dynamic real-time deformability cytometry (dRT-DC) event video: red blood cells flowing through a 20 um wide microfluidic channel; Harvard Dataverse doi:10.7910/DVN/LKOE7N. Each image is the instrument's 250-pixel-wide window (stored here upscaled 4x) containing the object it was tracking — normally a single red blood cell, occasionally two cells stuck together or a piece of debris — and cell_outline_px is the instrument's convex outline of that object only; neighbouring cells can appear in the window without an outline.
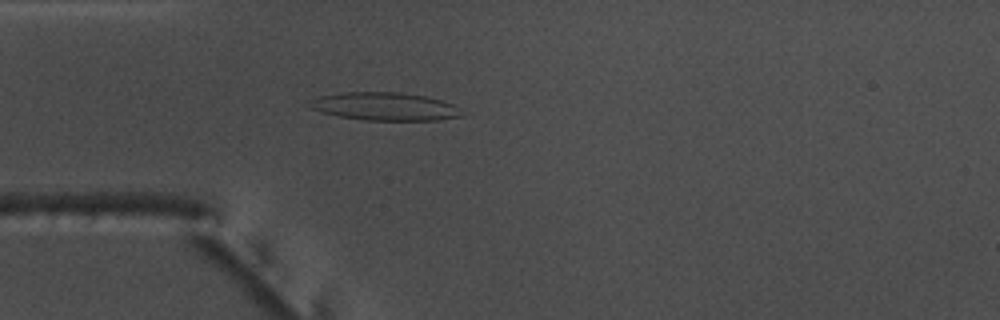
{"species": "common noctule bat (a hibernating species)", "species_latin": "Nyctalus noctula", "temperature_condition": "warm", "stored_images_in_passage": 41, "camera_frame_rate_fps": 3000, "um_per_image_px": 0.085, "animal": {"sex": "male", "body_mass_g": 17.5, "forearm_length_mm": 52.3}, "frame": {"image": 1, "passage_image": 2, "time_ms": 0.333, "image_size_px": [1000, 320], "cell_outline_px": [[460, 116], [436, 120], [364, 120], [340, 116], [320, 112], [304, 104], [308, 100], [320, 96], [344, 92], [400, 92], [424, 96], [440, 100], [452, 104], [460, 108]], "centroid_in_image_um": [32.63, 9.04], "position_along_channel_um": 52.4, "area_um2": 24.74}}
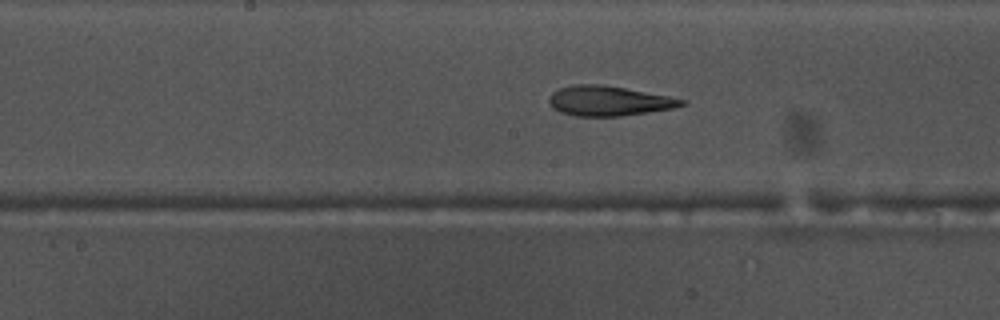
{"frame": {"image": 2, "passage_image": 14, "time_ms": 4.333, "image_size_px": [1000, 320], "cell_outline_px": [[688, 104], [672, 108], [648, 112], [620, 116], [576, 116], [560, 112], [552, 108], [548, 100], [552, 92], [560, 88], [576, 84], [604, 84], [668, 96], [688, 100]], "centroid_in_image_um": [51.75, 8.57], "position_along_channel_um": 196.5, "area_um2": 23.12}}
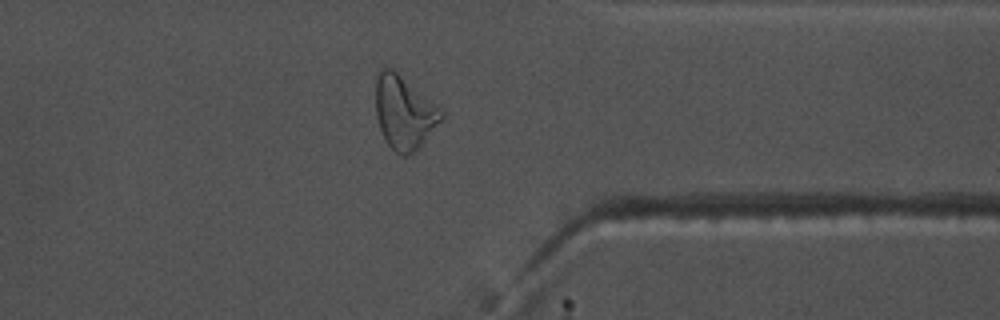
{"frame": {"image": 3, "passage_image": 29, "time_ms": 9.333, "image_size_px": [1000, 320], "cell_outline_px": [[444, 120], [408, 156], [404, 156], [396, 152], [384, 140], [376, 116], [376, 76], [384, 68], [392, 68], [436, 104], [444, 112]], "centroid_in_image_um": [34.36, 9.56], "position_along_channel_um": 377.0, "area_um2": 27.69}, "authors_computed_cell_mechanics": {"area_um2": 23.5824, "velocity_mm_per_s": 3.7718, "shape_relaxation_time_tau1_ms": null, "shape_relaxation_time_tau2_ms": 3.411, "deformation_change_tau1": null, "deformation_change_tau2": 0.1433}}